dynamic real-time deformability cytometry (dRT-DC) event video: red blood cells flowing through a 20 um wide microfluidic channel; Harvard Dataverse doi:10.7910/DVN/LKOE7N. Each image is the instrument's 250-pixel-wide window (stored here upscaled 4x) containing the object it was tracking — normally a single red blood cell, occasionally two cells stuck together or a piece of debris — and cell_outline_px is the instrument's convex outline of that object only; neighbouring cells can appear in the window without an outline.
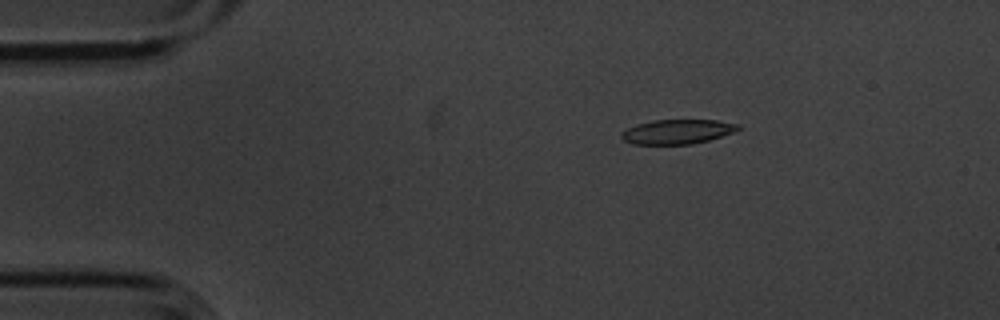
{"species": "common noctule bat (a hibernating species)", "species_latin": "Nyctalus noctula", "temperature_condition": "cold", "stored_images_in_passage": 5, "camera_frame_rate_fps": 3000, "um_per_image_px": 0.085, "animal": {"sex": "male", "body_mass_g": 20.1, "forearm_length_mm": 53.5}, "frame": {"image": 1, "passage_image": 3, "time_ms": 0.667, "image_size_px": [1000, 320], "cell_outline_px": [[740, 128], [736, 132], [708, 140], [692, 144], [632, 144], [624, 140], [620, 136], [620, 132], [636, 124], [652, 120], [716, 120], [740, 124]], "centroid_in_image_um": [57.58, 11.19], "position_along_channel_um": 27.4, "area_um2": 16.76}}
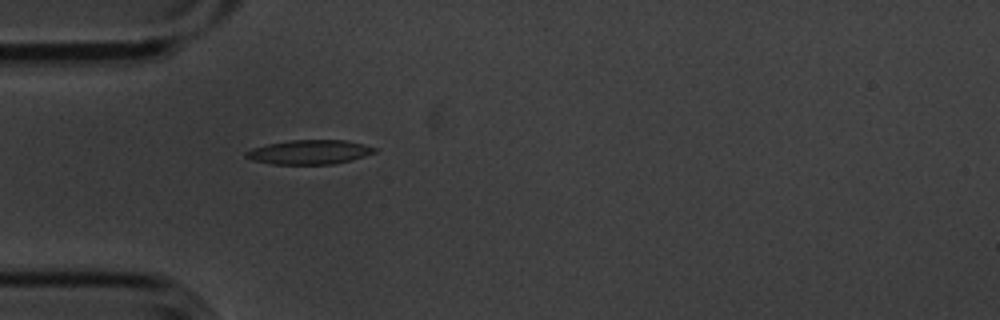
{"frame": {"image": 2, "passage_image": 5, "time_ms": 1.333, "image_size_px": [1000, 320], "cell_outline_px": [[376, 152], [352, 160], [336, 164], [272, 164], [252, 160], [244, 156], [244, 152], [252, 148], [268, 144], [288, 140], [344, 140], [364, 144], [376, 148]], "centroid_in_image_um": [26.29, 12.93], "position_along_channel_um": 58.7, "area_um2": 18.26}}